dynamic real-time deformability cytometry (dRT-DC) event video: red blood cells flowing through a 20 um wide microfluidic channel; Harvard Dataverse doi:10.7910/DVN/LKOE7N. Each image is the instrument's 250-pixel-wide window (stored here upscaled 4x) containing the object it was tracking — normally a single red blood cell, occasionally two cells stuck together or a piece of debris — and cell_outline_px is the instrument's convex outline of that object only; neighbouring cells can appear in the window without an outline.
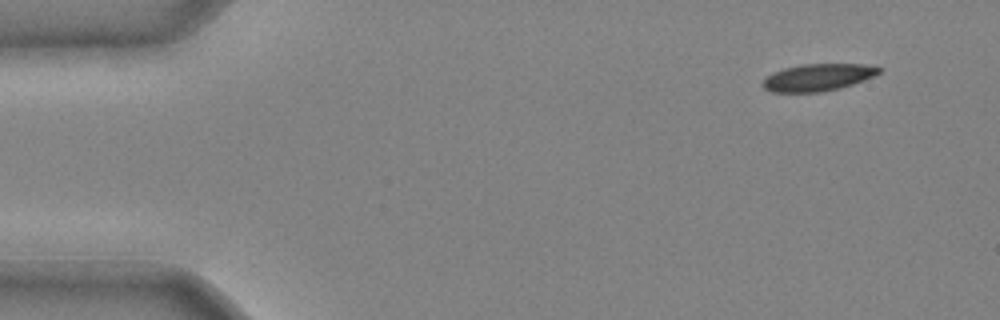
{"species": "common noctule bat (a hibernating species)", "species_latin": "Nyctalus noctula", "temperature_condition": "cold", "stored_images_in_passage": 10, "camera_frame_rate_fps": 3000, "um_per_image_px": 0.085, "animal": {"sex": "male", "body_mass_g": 20.4}, "frame": {"image": 1, "passage_image": 1, "time_ms": 0.0, "image_size_px": [1000, 320], "cell_outline_px": [[880, 72], [864, 80], [840, 88], [820, 92], [772, 92], [764, 88], [760, 84], [772, 72], [784, 68], [800, 64], [864, 64], [880, 68]], "centroid_in_image_um": [69.47, 6.58], "position_along_channel_um": 15.5, "area_um2": 18.26}}
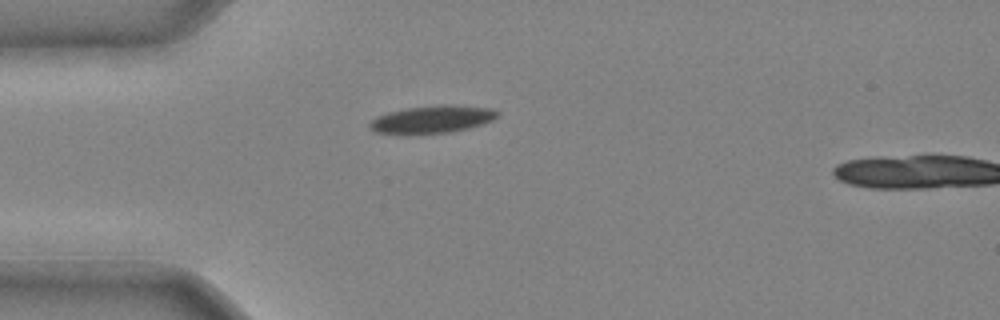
{"frame": {"image": 2, "passage_image": 9, "time_ms": 2.667, "image_size_px": [1000, 320], "cell_outline_px": [[500, 112], [492, 120], [468, 128], [452, 132], [376, 132], [368, 124], [376, 116], [388, 112], [408, 108], [444, 104], [456, 104], [492, 108]], "centroid_in_image_um": [36.81, 10.09], "position_along_channel_um": 48.2, "area_um2": 19.88}}